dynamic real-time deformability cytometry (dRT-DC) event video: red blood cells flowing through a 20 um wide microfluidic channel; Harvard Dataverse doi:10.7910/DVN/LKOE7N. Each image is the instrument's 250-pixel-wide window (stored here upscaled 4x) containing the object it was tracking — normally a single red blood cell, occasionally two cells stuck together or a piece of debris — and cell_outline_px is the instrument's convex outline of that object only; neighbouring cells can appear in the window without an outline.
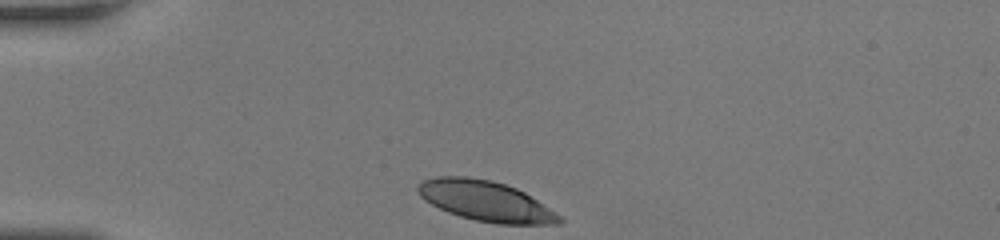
{"species": "human", "species_latin": "Homo sapiens", "temperature_condition": "room temperature", "stored_images_in_passage": 33, "camera_frame_rate_fps": 3000, "um_per_image_px": 0.085, "donor": {"sex": "female"}, "frame": {"image": 1, "passage_image": 1, "time_ms": 0.0, "image_size_px": [1000, 240], "cell_outline_px": [[564, 220], [560, 224], [496, 224], [476, 220], [460, 216], [448, 212], [424, 200], [416, 192], [416, 184], [420, 180], [436, 176], [468, 176], [492, 180], [516, 188], [524, 192], [560, 216]], "centroid_in_image_um": [41.21, 17.07], "position_along_channel_um": 43.8, "area_um2": 33.23}}
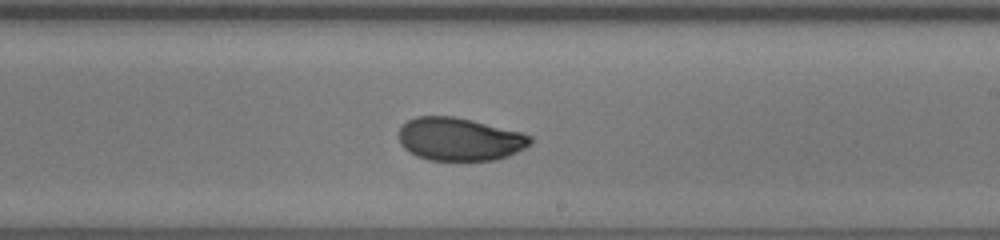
{"frame": {"image": 2, "passage_image": 19, "time_ms": 6.0, "image_size_px": [1000, 240], "cell_outline_px": [[532, 144], [508, 156], [496, 160], [428, 160], [416, 156], [408, 152], [400, 144], [400, 128], [408, 120], [416, 116], [452, 116], [472, 120], [520, 132], [532, 136]], "centroid_in_image_um": [39.06, 11.83], "position_along_channel_um": 249.9, "area_um2": 32.95}}
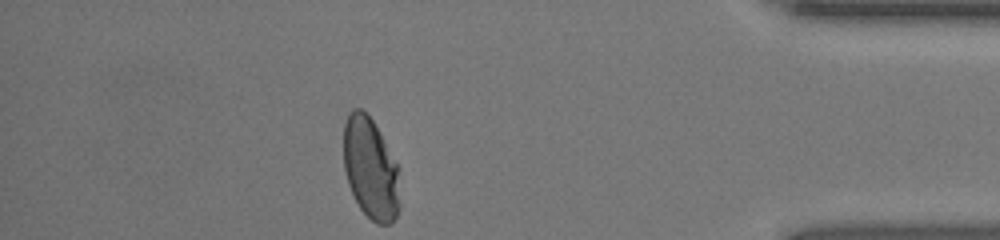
{"frame": {"image": 3, "passage_image": 33, "time_ms": 10.667, "image_size_px": [1000, 240], "cell_outline_px": [[400, 208], [396, 216], [388, 224], [376, 224], [360, 208], [348, 184], [344, 168], [344, 124], [348, 112], [352, 108], [360, 108], [372, 120], [396, 164], [400, 204]], "centroid_in_image_um": [31.47, 14.33], "position_along_channel_um": 403.7, "area_um2": 32.66}, "authors_computed_cell_mechanics": {"area_um2": 33.6974, "velocity_mm_per_s": 4.1239, "shape_relaxation_time_tau1_ms": 7.3608, "shape_relaxation_time_tau2_ms": null, "deformation_change_tau1": 0.2084, "deformation_change_tau2": null}}